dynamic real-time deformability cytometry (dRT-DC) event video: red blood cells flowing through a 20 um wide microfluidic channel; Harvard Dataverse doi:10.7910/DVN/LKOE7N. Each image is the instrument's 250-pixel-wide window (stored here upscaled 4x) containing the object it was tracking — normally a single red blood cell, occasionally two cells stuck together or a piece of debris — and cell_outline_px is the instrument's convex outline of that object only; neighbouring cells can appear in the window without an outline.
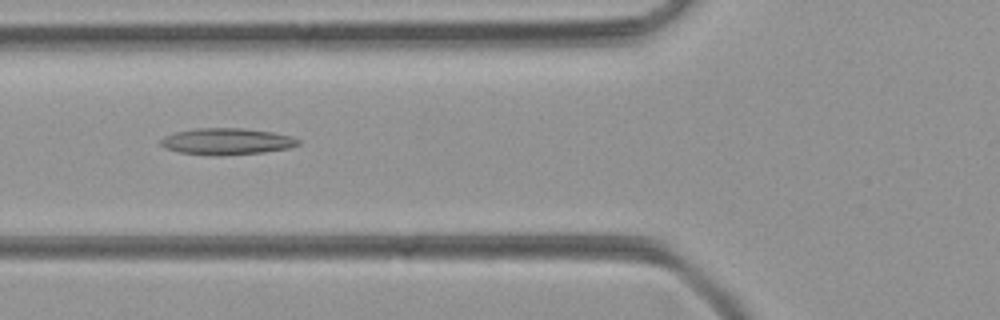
{"species": "common noctule bat (a hibernating species)", "species_latin": "Nyctalus noctula", "temperature_condition": "room temperature", "stored_images_in_passage": 37, "camera_frame_rate_fps": 3000, "um_per_image_px": 0.085, "animal": {"sex": "female", "body_mass_g": 21.9}, "frame": {"image": 1, "passage_image": 6, "time_ms": 1.667, "image_size_px": [1000, 320], "cell_outline_px": [[300, 144], [288, 148], [264, 152], [220, 156], [212, 156], [180, 152], [164, 148], [160, 144], [160, 140], [164, 136], [176, 132], [196, 128], [244, 128], [272, 132], [292, 136], [300, 140]], "centroid_in_image_um": [19.27, 12.02], "position_along_channel_um": 106.5, "area_um2": 21.39}}
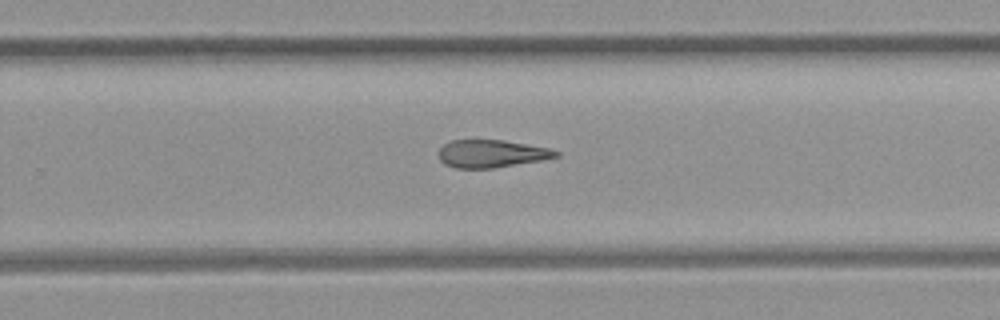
{"frame": {"image": 2, "passage_image": 19, "time_ms": 6.0, "image_size_px": [1000, 320], "cell_outline_px": [[560, 156], [540, 160], [492, 168], [456, 168], [444, 164], [440, 160], [440, 148], [444, 144], [452, 140], [504, 140], [548, 148], [560, 152]], "centroid_in_image_um": [41.77, 13.06], "position_along_channel_um": 288.0, "area_um2": 18.67}}
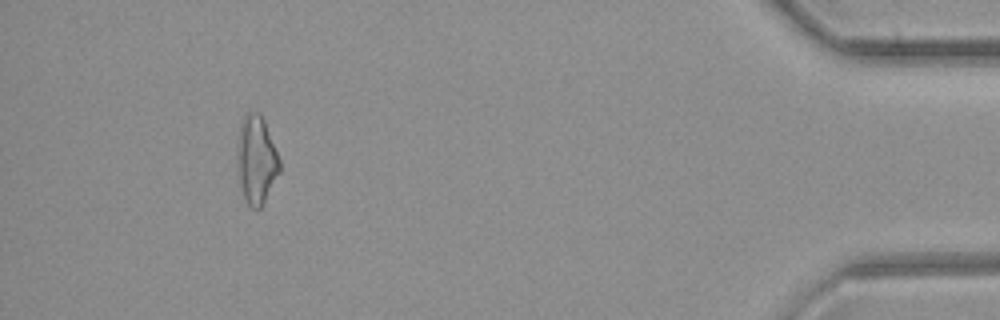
{"frame": {"image": 3, "passage_image": 33, "time_ms": 10.667, "image_size_px": [1000, 320], "cell_outline_px": [[280, 172], [260, 208], [252, 208], [244, 200], [240, 188], [236, 168], [236, 156], [240, 124], [244, 116], [248, 112], [260, 112], [264, 120], [280, 160]], "centroid_in_image_um": [21.76, 13.59], "position_along_channel_um": 413.4, "area_um2": 21.96}}